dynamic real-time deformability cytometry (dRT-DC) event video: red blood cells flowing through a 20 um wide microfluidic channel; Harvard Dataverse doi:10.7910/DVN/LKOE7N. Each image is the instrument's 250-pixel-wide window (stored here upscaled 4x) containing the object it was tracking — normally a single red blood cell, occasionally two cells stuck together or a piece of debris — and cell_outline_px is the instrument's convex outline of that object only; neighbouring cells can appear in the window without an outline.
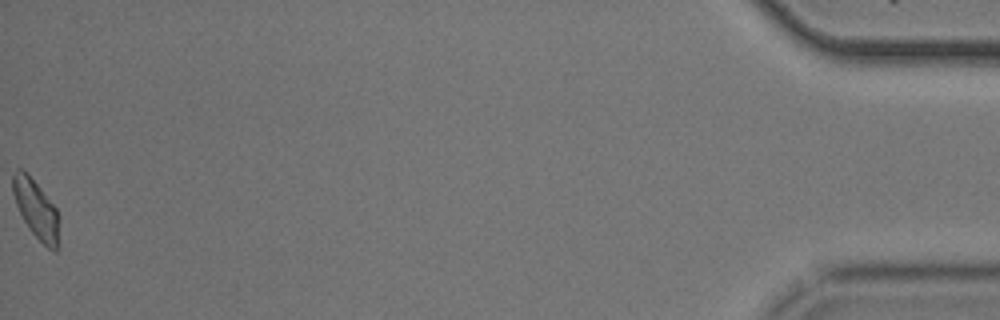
{"species": "common noctule bat (a hibernating species)", "species_latin": "Nyctalus noctula", "temperature_condition": "cold", "stored_images_in_passage": 55, "camera_frame_rate_fps": 3000, "um_per_image_px": 0.085, "animal": {"sex": "male", "body_mass_g": 20.5, "forearm_length_mm": 52.5}, "frame": {"image": 1, "passage_image": 55, "time_ms": 18.0, "image_size_px": [1000, 320], "cell_outline_px": [[60, 244], [56, 252], [48, 248], [28, 228], [16, 204], [12, 192], [12, 176], [16, 168], [20, 168], [28, 172], [56, 208], [60, 220]], "centroid_in_image_um": [3.1, 17.79], "position_along_channel_um": 432.1, "area_um2": 16.18}, "authors_computed_cell_mechanics": {"area_um2": 16.4152, "velocity_mm_per_s": 3.7265, "shape_relaxation_time_tau1_ms": 2.2749, "shape_relaxation_time_tau2_ms": 9.0881, "deformation_change_tau1": 0.1319, "deformation_change_tau2": 0.156}}